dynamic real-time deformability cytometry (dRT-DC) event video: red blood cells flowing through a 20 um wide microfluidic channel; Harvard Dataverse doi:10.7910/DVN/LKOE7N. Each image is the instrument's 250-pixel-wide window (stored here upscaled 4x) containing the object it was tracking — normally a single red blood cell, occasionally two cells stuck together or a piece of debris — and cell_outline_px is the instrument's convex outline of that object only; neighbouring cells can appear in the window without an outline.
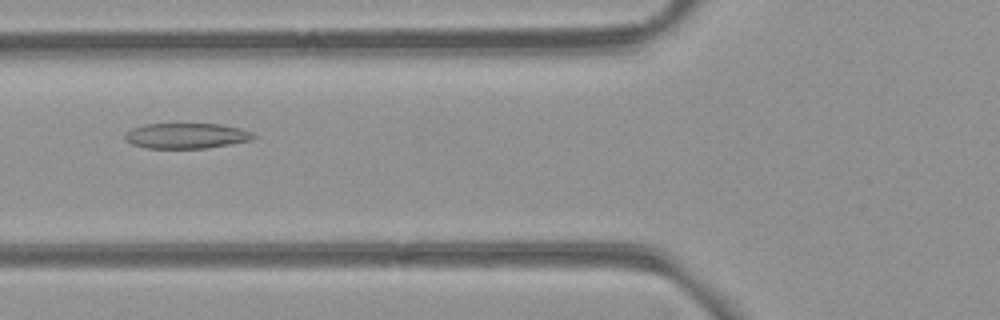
{"species": "common noctule bat (a hibernating species)", "species_latin": "Nyctalus noctula", "temperature_condition": "room temperature", "stored_images_in_passage": 5, "camera_frame_rate_fps": 3000, "um_per_image_px": 0.085, "animal": {"sex": "female", "body_mass_g": 21.9}, "frame": {"image": 1, "passage_image": 5, "time_ms": 4.667, "image_size_px": [1000, 320], "cell_outline_px": [[256, 136], [252, 140], [204, 148], [144, 148], [132, 144], [124, 140], [124, 132], [132, 128], [144, 124], [176, 120], [220, 124], [240, 128], [252, 132]], "centroid_in_image_um": [15.76, 11.48], "position_along_channel_um": 110.0, "area_um2": 20.17}}